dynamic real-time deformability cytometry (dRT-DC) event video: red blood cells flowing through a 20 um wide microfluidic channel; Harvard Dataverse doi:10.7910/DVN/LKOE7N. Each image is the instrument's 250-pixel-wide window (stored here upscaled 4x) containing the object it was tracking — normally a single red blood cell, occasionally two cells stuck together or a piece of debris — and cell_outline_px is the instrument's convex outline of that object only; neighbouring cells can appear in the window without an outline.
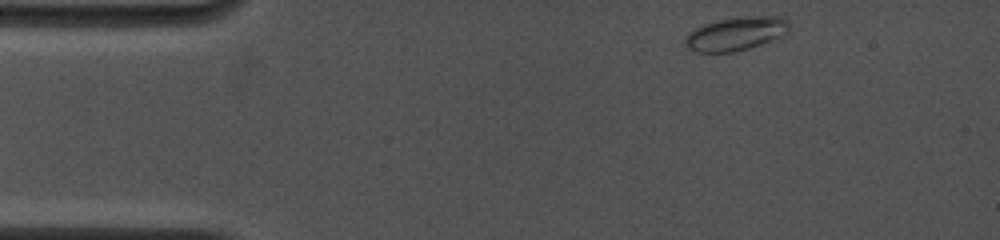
{"species": "common noctule bat (a hibernating species)", "species_latin": "Nyctalus noctula", "temperature_condition": "cold", "stored_images_in_passage": 53, "camera_frame_rate_fps": 4500, "um_per_image_px": 0.085, "animal": {"sex": "female", "body_mass_g": 19.0, "forearm_length_mm": 53.3}, "frame": {"image": 1, "passage_image": 1, "time_ms": 0.0, "image_size_px": [1000, 240], "cell_outline_px": [[788, 32], [784, 36], [748, 48], [732, 52], [696, 52], [688, 48], [684, 44], [684, 40], [688, 32], [704, 24], [716, 20], [744, 16], [780, 16], [788, 20]], "centroid_in_image_um": [62.55, 2.86], "position_along_channel_um": 22.5, "area_um2": 20.4}}
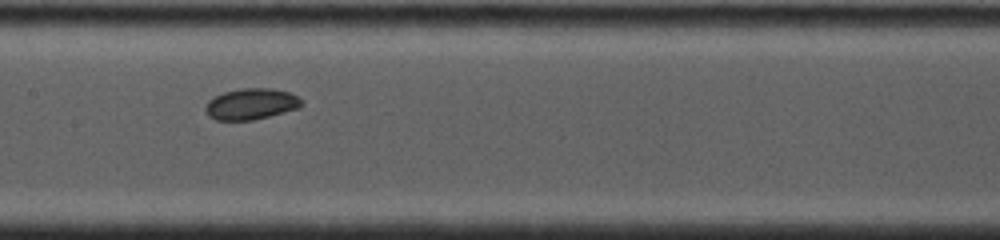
{"frame": {"image": 2, "passage_image": 23, "time_ms": 6.0, "image_size_px": [1000, 240], "cell_outline_px": [[300, 108], [252, 120], [216, 120], [208, 116], [204, 108], [208, 100], [224, 92], [244, 88], [272, 88], [288, 92], [296, 96], [300, 100]], "centroid_in_image_um": [21.3, 8.84], "position_along_channel_um": 186.1, "area_um2": 17.22}}
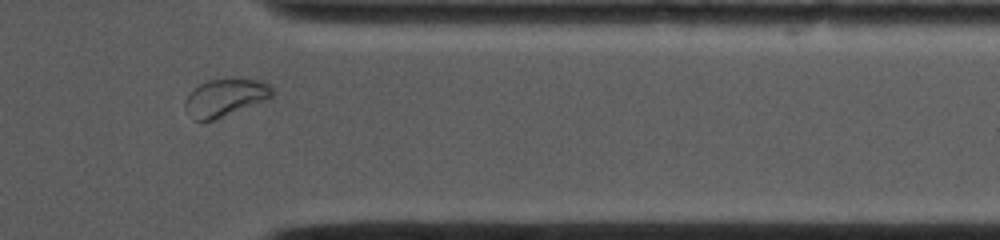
{"frame": {"image": 3, "passage_image": 47, "time_ms": 11.333, "image_size_px": [1000, 240], "cell_outline_px": [[272, 96], [268, 100], [212, 120], [192, 120], [184, 108], [184, 100], [200, 84], [208, 80], [232, 76], [264, 80], [272, 88]], "centroid_in_image_um": [19.17, 8.25], "position_along_channel_um": 392.2, "area_um2": 19.48}, "authors_computed_cell_mechanics": {"area_um2": 17.5712, "velocity_mm_per_s": 3.8724, "shape_relaxation_time_tau1_ms": 5.3938, "shape_relaxation_time_tau2_ms": null, "deformation_change_tau1": 0.0824, "deformation_change_tau2": null}}